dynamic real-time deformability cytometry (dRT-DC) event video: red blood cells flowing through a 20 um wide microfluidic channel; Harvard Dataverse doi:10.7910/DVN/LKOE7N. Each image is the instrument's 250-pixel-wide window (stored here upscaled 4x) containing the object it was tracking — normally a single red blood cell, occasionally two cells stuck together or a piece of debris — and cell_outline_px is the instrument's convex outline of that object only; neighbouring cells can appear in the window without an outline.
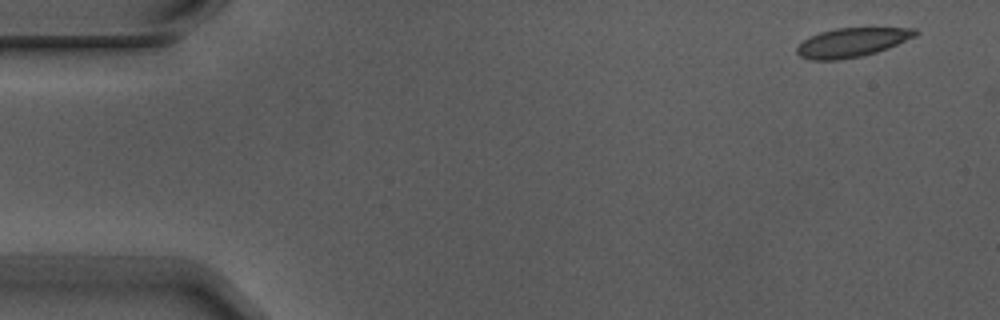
{"species": "Egyptian fruit bat (a non-hibernating species)", "species_latin": "Rousettus aegyptiacus", "temperature_condition": "warm", "stored_images_in_passage": 6, "camera_frame_rate_fps": 3000, "um_per_image_px": 0.085, "animal": {"sex": "male"}, "frame": {"image": 1, "passage_image": 1, "time_ms": 0.0, "image_size_px": [1000, 320], "cell_outline_px": [[920, 32], [916, 36], [888, 48], [864, 56], [836, 60], [812, 60], [800, 56], [796, 52], [796, 48], [804, 40], [820, 32], [836, 28], [916, 28]], "centroid_in_image_um": [72.44, 3.61], "position_along_channel_um": 12.6, "area_um2": 20.0}}
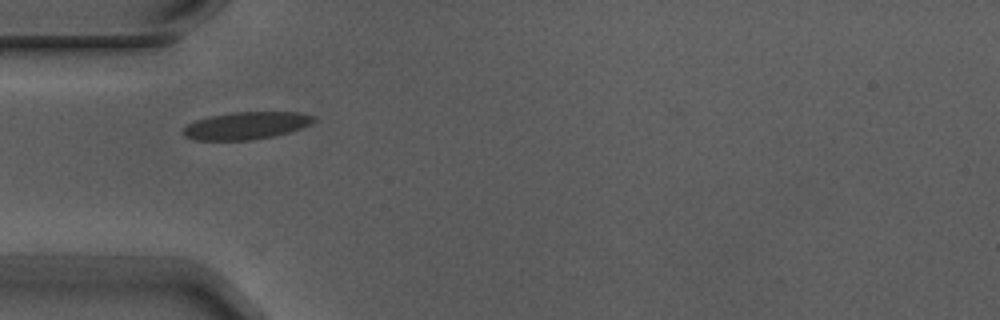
{"frame": {"image": 2, "passage_image": 5, "time_ms": 1.333, "image_size_px": [1000, 320], "cell_outline_px": [[316, 120], [300, 128], [288, 132], [272, 136], [252, 140], [196, 140], [184, 136], [180, 132], [188, 124], [196, 120], [212, 116], [232, 112], [304, 112], [316, 116]], "centroid_in_image_um": [20.93, 10.67], "position_along_channel_um": 64.1, "area_um2": 20.81}}